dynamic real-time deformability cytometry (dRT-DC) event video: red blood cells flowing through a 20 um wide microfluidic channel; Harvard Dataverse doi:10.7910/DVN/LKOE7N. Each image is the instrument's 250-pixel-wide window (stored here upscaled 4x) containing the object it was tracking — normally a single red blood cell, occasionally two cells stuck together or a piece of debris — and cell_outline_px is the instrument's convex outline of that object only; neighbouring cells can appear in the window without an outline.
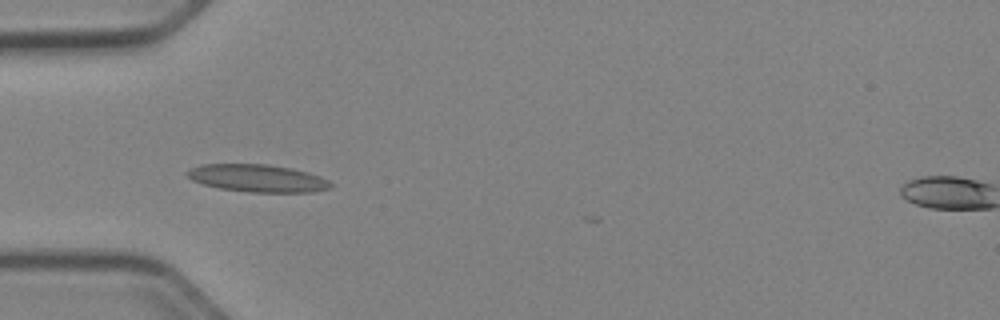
{"species": "Egyptian fruit bat (a non-hibernating species)", "species_latin": "Rousettus aegyptiacus", "temperature_condition": "cold", "stored_images_in_passage": 27, "camera_frame_rate_fps": 3000, "um_per_image_px": 0.085, "animal": {"sex": "female"}, "frame": {"image": 1, "passage_image": 1, "time_ms": 0.0, "image_size_px": [1000, 320], "cell_outline_px": [[332, 184], [328, 188], [312, 192], [248, 192], [220, 188], [204, 184], [192, 180], [184, 172], [200, 164], [268, 164], [292, 168], [308, 172], [320, 176], [328, 180]], "centroid_in_image_um": [21.88, 15.14], "position_along_channel_um": 63.1, "area_um2": 22.95}}
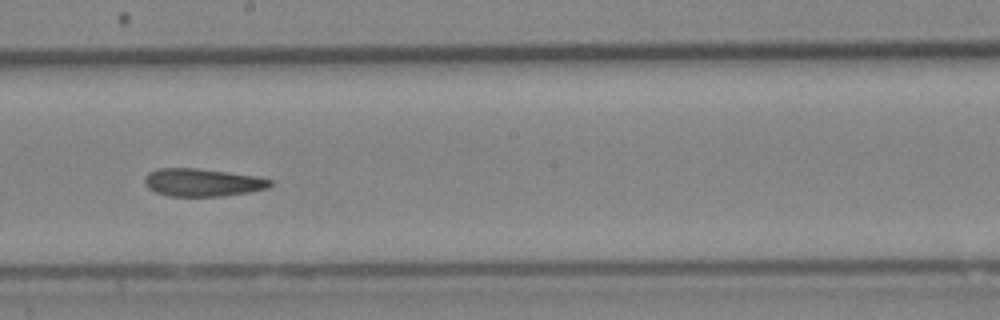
{"frame": {"image": 2, "passage_image": 14, "time_ms": 4.333, "image_size_px": [1000, 320], "cell_outline_px": [[272, 184], [268, 188], [248, 192], [220, 196], [168, 196], [156, 192], [148, 188], [144, 184], [144, 176], [148, 172], [156, 168], [196, 168], [228, 172], [256, 176], [272, 180]], "centroid_in_image_um": [17.16, 15.5], "position_along_channel_um": 231.0, "area_um2": 20.4}}
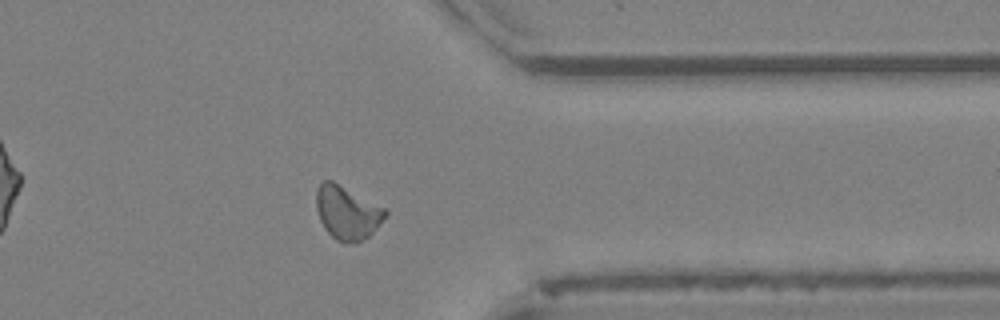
{"frame": {"image": 3, "passage_image": 26, "time_ms": 8.333, "image_size_px": [1000, 320], "cell_outline_px": [[388, 216], [368, 236], [356, 244], [344, 244], [336, 240], [324, 228], [320, 220], [316, 208], [316, 188], [324, 180], [332, 180], [388, 208]], "centroid_in_image_um": [29.54, 18.07], "position_along_channel_um": 381.9, "area_um2": 22.02}}